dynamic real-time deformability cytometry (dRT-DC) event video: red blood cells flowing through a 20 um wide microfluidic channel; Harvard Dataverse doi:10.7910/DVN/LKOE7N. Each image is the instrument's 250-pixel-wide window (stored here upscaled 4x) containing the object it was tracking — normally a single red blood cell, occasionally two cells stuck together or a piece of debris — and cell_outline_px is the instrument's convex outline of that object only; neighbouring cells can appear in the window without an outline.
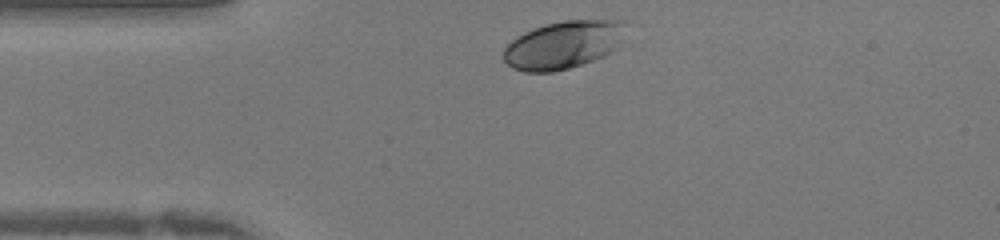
{"species": "human", "species_latin": "Homo sapiens", "temperature_condition": "warm", "stored_images_in_passage": 25, "camera_frame_rate_fps": 3000, "um_per_image_px": 0.085, "donor": {"sex": "female"}, "frame": {"image": 1, "passage_image": 1, "time_ms": 0.0, "image_size_px": [1000, 240], "cell_outline_px": [[624, 20], [612, 52], [604, 56], [568, 68], [552, 72], [524, 72], [512, 68], [504, 60], [504, 48], [516, 36], [532, 28], [544, 24], [564, 20]], "centroid_in_image_um": [47.76, 3.81], "position_along_channel_um": 37.2, "area_um2": 33.35}}
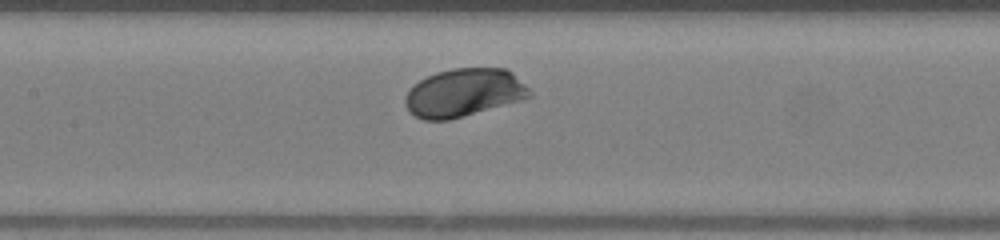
{"frame": {"image": 2, "passage_image": 11, "time_ms": 3.333, "image_size_px": [1000, 240], "cell_outline_px": [[532, 96], [524, 100], [464, 116], [448, 120], [424, 120], [408, 112], [404, 104], [404, 96], [420, 80], [436, 72], [452, 68], [508, 68], [532, 92]], "centroid_in_image_um": [39.45, 7.89], "position_along_channel_um": 168.0, "area_um2": 35.03}}
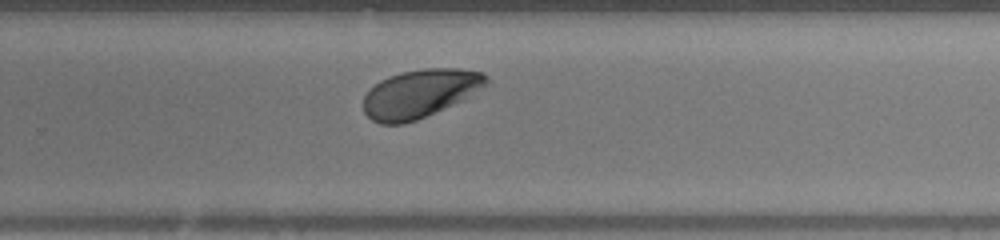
{"frame": {"image": 3, "passage_image": 19, "time_ms": 6.0, "image_size_px": [1000, 240], "cell_outline_px": [[488, 84], [460, 100], [452, 104], [416, 120], [404, 124], [380, 124], [372, 120], [364, 112], [364, 96], [380, 80], [388, 76], [400, 72], [424, 68], [460, 68], [484, 72], [488, 76]], "centroid_in_image_um": [35.69, 7.93], "position_along_channel_um": 294.1, "area_um2": 34.28}}